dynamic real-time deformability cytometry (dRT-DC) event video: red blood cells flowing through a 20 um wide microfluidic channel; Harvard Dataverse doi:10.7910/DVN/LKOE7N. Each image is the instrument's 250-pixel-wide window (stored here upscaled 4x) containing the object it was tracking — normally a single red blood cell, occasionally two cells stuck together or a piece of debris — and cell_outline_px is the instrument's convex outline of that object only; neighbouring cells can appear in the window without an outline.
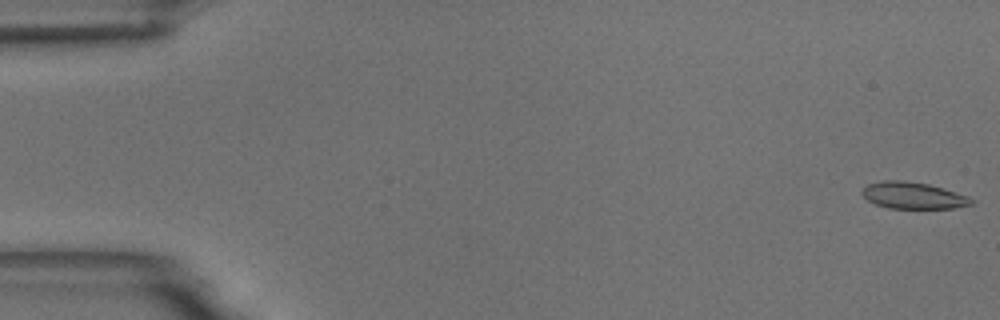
{"species": "common noctule bat (a hibernating species)", "species_latin": "Nyctalus noctula", "temperature_condition": "room temperature", "stored_images_in_passage": 9, "camera_frame_rate_fps": 3000, "um_per_image_px": 0.085, "animal": {"sex": "male", "body_mass_g": 18.8}, "frame": {"image": 1, "passage_image": 1, "time_ms": 0.0, "image_size_px": [1000, 320], "cell_outline_px": [[976, 200], [972, 204], [952, 208], [888, 208], [876, 204], [868, 200], [860, 192], [868, 184], [884, 180], [900, 180], [928, 184], [968, 196]], "centroid_in_image_um": [77.61, 16.62], "position_along_channel_um": 7.4, "area_um2": 16.76}}